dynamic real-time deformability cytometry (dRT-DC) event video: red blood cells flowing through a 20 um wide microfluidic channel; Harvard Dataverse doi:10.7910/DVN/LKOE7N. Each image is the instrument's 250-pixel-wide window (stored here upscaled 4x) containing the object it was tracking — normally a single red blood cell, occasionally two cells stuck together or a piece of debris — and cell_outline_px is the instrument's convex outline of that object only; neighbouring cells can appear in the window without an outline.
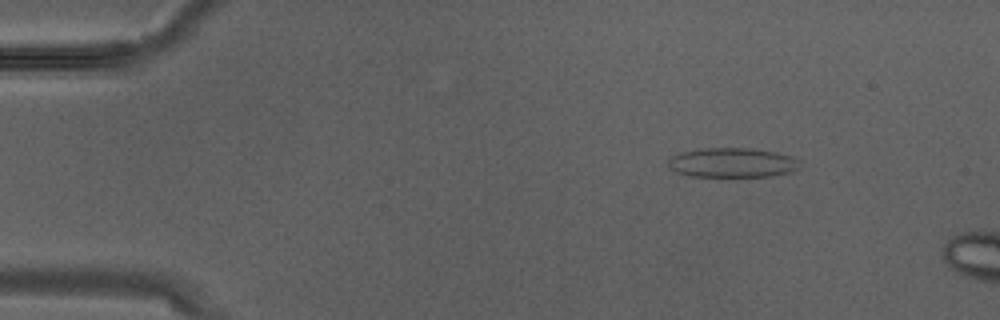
{"species": "Egyptian fruit bat (a non-hibernating species)", "species_latin": "Rousettus aegyptiacus", "temperature_condition": "warm", "stored_images_in_passage": 2, "camera_frame_rate_fps": 3000, "um_per_image_px": 0.085, "animal": {"sex": "male"}, "frame": {"image": 1, "passage_image": 1, "time_ms": 0.0, "image_size_px": [1000, 320], "cell_outline_px": [[800, 168], [788, 172], [772, 176], [688, 176], [676, 172], [668, 168], [668, 156], [680, 152], [700, 148], [748, 148], [776, 152], [792, 156], [800, 160]], "centroid_in_image_um": [62.2, 13.82], "position_along_channel_um": 22.8, "area_um2": 22.95}}